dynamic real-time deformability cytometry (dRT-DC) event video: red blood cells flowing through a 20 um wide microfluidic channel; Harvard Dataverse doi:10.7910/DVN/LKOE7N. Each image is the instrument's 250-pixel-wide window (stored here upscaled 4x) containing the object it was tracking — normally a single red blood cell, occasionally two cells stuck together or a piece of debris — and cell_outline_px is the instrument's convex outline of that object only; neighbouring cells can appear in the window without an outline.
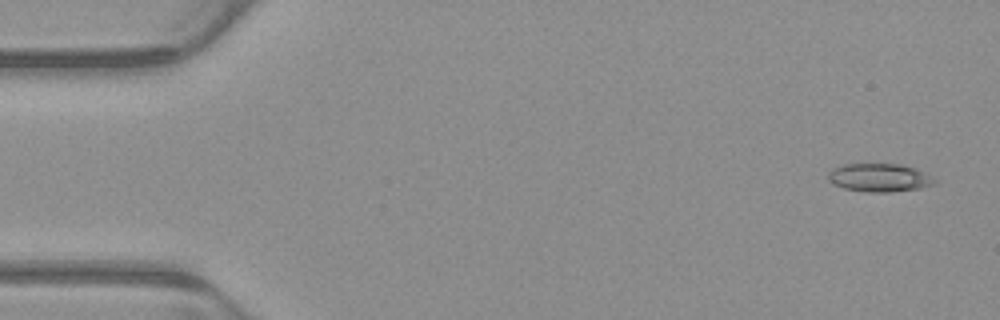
{"species": "common noctule bat (a hibernating species)", "species_latin": "Nyctalus noctula", "temperature_condition": "warm", "stored_images_in_passage": 4, "camera_frame_rate_fps": 3000, "um_per_image_px": 0.085, "animal": {"sex": "male", "body_mass_g": 23.1, "forearm_length_mm": 52.7}, "frame": {"image": 1, "passage_image": 1, "time_ms": 0.0, "image_size_px": [1000, 320], "cell_outline_px": [[940, 180], [936, 184], [920, 188], [888, 192], [868, 192], [844, 188], [832, 184], [828, 180], [828, 172], [832, 168], [844, 164], [900, 164], [916, 168]], "centroid_in_image_um": [74.77, 15.1], "position_along_channel_um": 10.2, "area_um2": 17.74}}
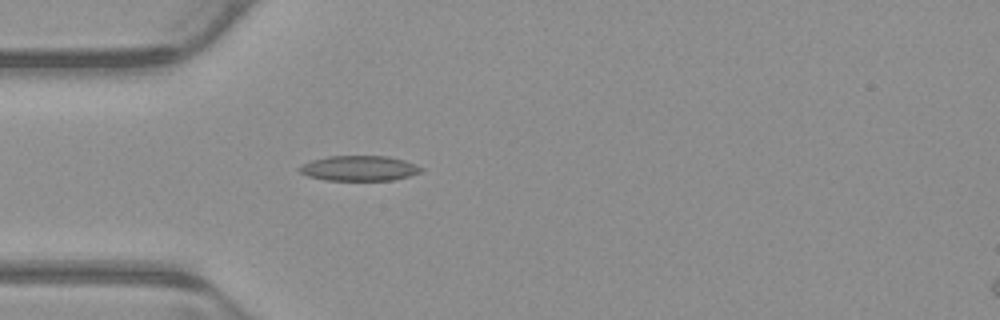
{"frame": {"image": 2, "passage_image": 4, "time_ms": 1.0, "image_size_px": [1000, 320], "cell_outline_px": [[424, 168], [420, 172], [408, 176], [392, 180], [324, 180], [308, 176], [300, 172], [296, 168], [300, 164], [312, 160], [328, 156], [388, 156], [404, 160]], "centroid_in_image_um": [30.48, 14.3], "position_along_channel_um": 54.5, "area_um2": 17.86}}